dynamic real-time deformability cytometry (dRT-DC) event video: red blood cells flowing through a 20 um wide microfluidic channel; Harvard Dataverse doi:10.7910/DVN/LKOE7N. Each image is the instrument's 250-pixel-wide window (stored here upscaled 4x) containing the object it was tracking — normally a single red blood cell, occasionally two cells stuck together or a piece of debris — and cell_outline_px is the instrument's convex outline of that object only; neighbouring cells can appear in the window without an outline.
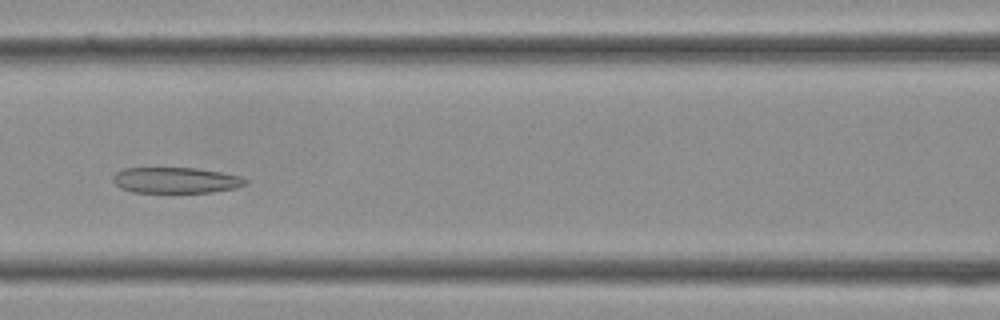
{"species": "Egyptian fruit bat (a non-hibernating species)", "species_latin": "Rousettus aegyptiacus", "temperature_condition": "cold", "stored_images_in_passage": 32, "camera_frame_rate_fps": 3000, "um_per_image_px": 0.085, "frame": {"image": 1, "passage_image": 11, "time_ms": 3.333, "image_size_px": [1000, 320], "cell_outline_px": [[248, 184], [236, 188], [212, 192], [132, 192], [120, 188], [112, 180], [112, 176], [116, 172], [124, 168], [196, 168], [220, 172], [240, 176], [248, 180]], "centroid_in_image_um": [14.94, 15.32], "position_along_channel_um": 151.7, "area_um2": 20.0}}
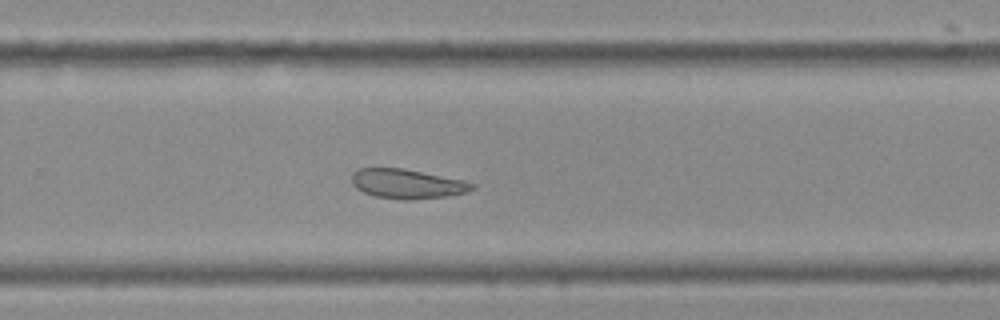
{"frame": {"image": 2, "passage_image": 19, "time_ms": 6.0, "image_size_px": [1000, 320], "cell_outline_px": [[476, 188], [468, 192], [448, 196], [408, 200], [372, 196], [356, 188], [352, 184], [352, 172], [360, 168], [404, 168], [460, 180], [476, 184]], "centroid_in_image_um": [34.59, 15.63], "position_along_channel_um": 295.2, "area_um2": 20.63}}
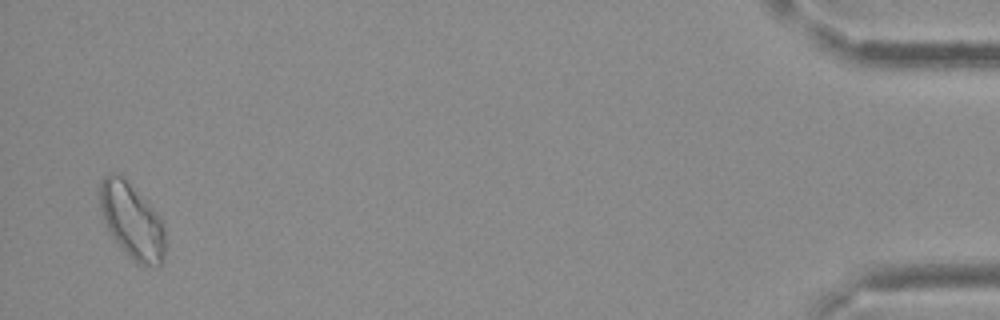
{"frame": {"image": 3, "passage_image": 31, "time_ms": 10.0, "image_size_px": [1000, 320], "cell_outline_px": [[164, 260], [160, 264], [140, 264], [128, 256], [120, 248], [108, 228], [100, 212], [96, 192], [100, 180], [104, 176], [112, 172], [116, 172], [124, 176], [156, 212], [164, 228]], "centroid_in_image_um": [11.13, 18.69], "position_along_channel_um": 424.1, "area_um2": 28.84}}